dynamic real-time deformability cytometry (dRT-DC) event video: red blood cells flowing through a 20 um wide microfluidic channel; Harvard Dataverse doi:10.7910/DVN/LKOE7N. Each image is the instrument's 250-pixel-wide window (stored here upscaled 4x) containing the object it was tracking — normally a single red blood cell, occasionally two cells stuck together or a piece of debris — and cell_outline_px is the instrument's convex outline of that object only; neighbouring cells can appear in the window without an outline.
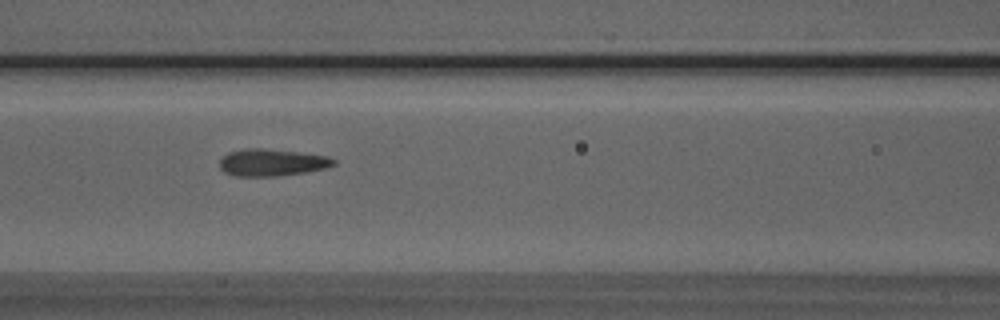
{"species": "Egyptian fruit bat (a non-hibernating species)", "species_latin": "Rousettus aegyptiacus", "temperature_condition": "room temperature", "stored_images_in_passage": 39, "camera_frame_rate_fps": 3000, "um_per_image_px": 0.085, "animal": {"sex": "male"}, "frame": {"image": 1, "passage_image": 9, "time_ms": 2.667, "image_size_px": [1000, 320], "cell_outline_px": [[336, 164], [324, 168], [308, 172], [280, 176], [236, 176], [224, 172], [220, 168], [220, 160], [228, 152], [244, 148], [264, 148], [296, 152], [324, 156], [336, 160]], "centroid_in_image_um": [23.08, 13.82], "position_along_channel_um": 143.5, "area_um2": 17.92}}
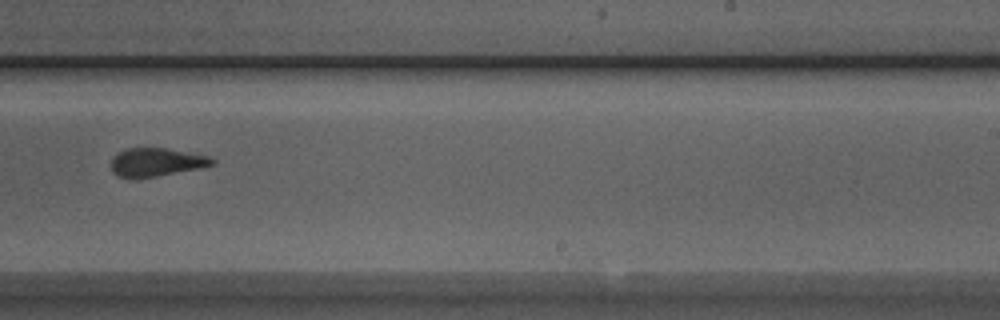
{"frame": {"image": 2, "passage_image": 19, "time_ms": 6.0, "image_size_px": [1000, 320], "cell_outline_px": [[216, 164], [200, 168], [136, 180], [132, 180], [116, 176], [112, 172], [112, 156], [116, 152], [124, 148], [168, 148], [196, 152], [208, 156], [216, 160]], "centroid_in_image_um": [13.27, 13.79], "position_along_channel_um": 275.7, "area_um2": 17.46}}
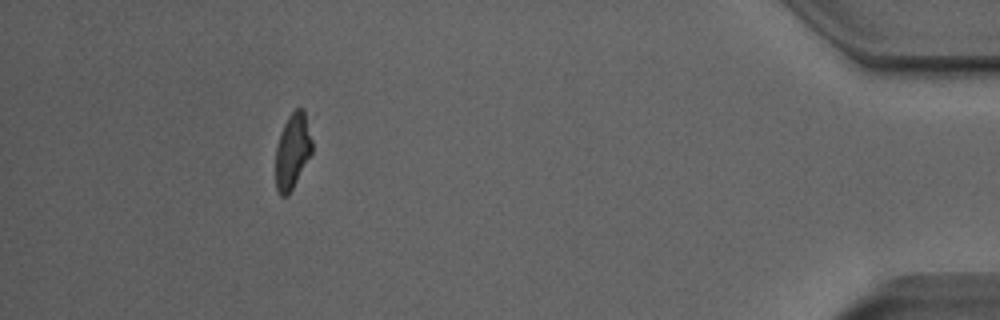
{"frame": {"image": 3, "passage_image": 34, "time_ms": 11.0, "image_size_px": [1000, 320], "cell_outline_px": [[316, 112], [312, 152], [288, 196], [280, 196], [276, 188], [276, 148], [280, 132], [288, 116], [296, 108], [304, 108]], "centroid_in_image_um": [24.99, 12.62], "position_along_channel_um": 410.2, "area_um2": 17.4}, "authors_computed_cell_mechanics": {"area_um2": 17.5712, "velocity_mm_per_s": 3.9784, "shape_relaxation_time_tau1_ms": 7.2241, "shape_relaxation_time_tau2_ms": 1.1338, "deformation_change_tau1": 0.1847, "deformation_change_tau2": 0.0726}}